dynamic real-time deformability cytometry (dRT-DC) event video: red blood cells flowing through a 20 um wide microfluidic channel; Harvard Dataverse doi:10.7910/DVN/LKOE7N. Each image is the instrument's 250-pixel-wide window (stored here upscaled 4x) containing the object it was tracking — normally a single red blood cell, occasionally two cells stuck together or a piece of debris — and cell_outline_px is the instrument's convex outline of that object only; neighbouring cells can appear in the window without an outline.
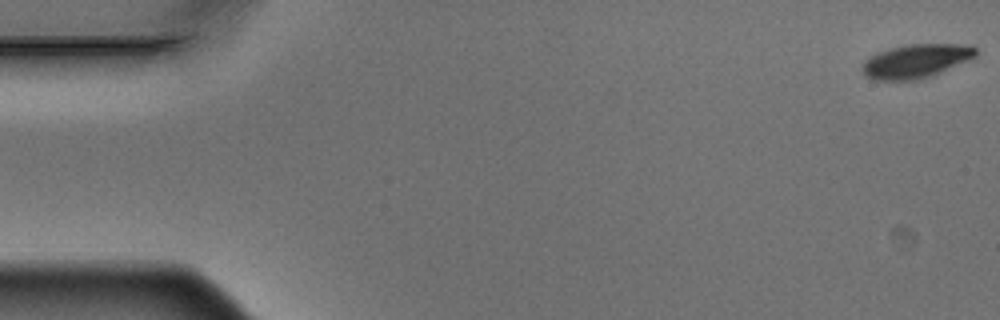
{"species": "Egyptian fruit bat (a non-hibernating species)", "species_latin": "Rousettus aegyptiacus", "temperature_condition": "warm", "stored_images_in_passage": 5, "camera_frame_rate_fps": 3000, "um_per_image_px": 0.085, "animal": {"sex": "male"}, "frame": {"image": 1, "passage_image": 1, "time_ms": 0.0, "image_size_px": [1000, 320], "cell_outline_px": [[976, 56], [932, 76], [920, 80], [876, 80], [864, 76], [860, 68], [872, 56], [888, 48], [908, 44], [972, 44], [976, 48]], "centroid_in_image_um": [77.87, 5.19], "position_along_channel_um": 7.1, "area_um2": 22.31}}